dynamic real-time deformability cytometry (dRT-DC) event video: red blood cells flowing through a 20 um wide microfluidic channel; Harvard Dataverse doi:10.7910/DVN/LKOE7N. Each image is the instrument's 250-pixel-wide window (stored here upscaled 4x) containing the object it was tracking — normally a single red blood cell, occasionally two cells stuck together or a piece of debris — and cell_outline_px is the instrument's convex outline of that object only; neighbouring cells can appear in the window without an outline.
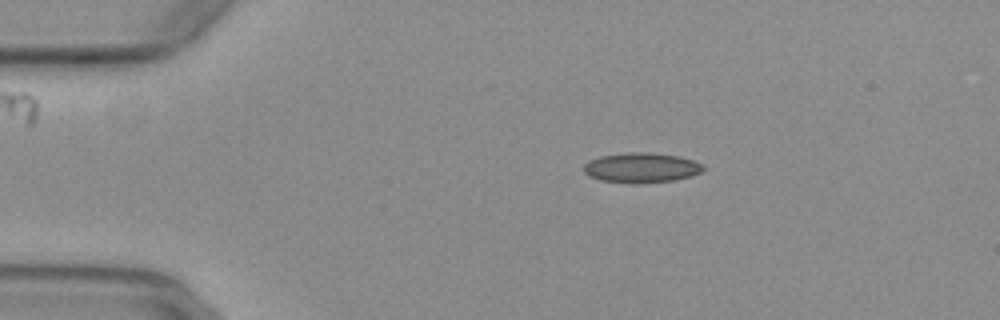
{"species": "common noctule bat (a hibernating species)", "species_latin": "Nyctalus noctula", "temperature_condition": "warm", "stored_images_in_passage": 43, "camera_frame_rate_fps": 3000, "um_per_image_px": 0.085, "animal": {"sex": "female", "body_mass_g": 29.2, "forearm_length_mm": 56.3}, "frame": {"image": 1, "passage_image": 1, "time_ms": 0.0, "image_size_px": [1000, 320], "cell_outline_px": [[704, 168], [700, 172], [692, 176], [672, 180], [600, 180], [588, 176], [584, 172], [584, 164], [588, 160], [600, 156], [624, 152], [652, 152], [680, 156], [704, 164]], "centroid_in_image_um": [54.52, 14.18], "position_along_channel_um": 30.5, "area_um2": 20.06}}
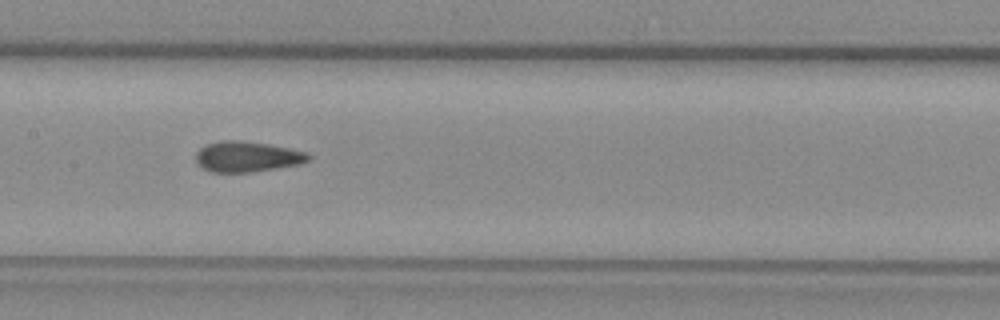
{"frame": {"image": 2, "passage_image": 17, "time_ms": 5.333, "image_size_px": [1000, 320], "cell_outline_px": [[312, 156], [308, 160], [300, 164], [252, 172], [212, 172], [196, 164], [196, 152], [200, 148], [208, 144], [224, 140], [240, 140], [268, 144], [308, 152]], "centroid_in_image_um": [21.01, 13.32], "position_along_channel_um": 186.4, "area_um2": 20.0}}
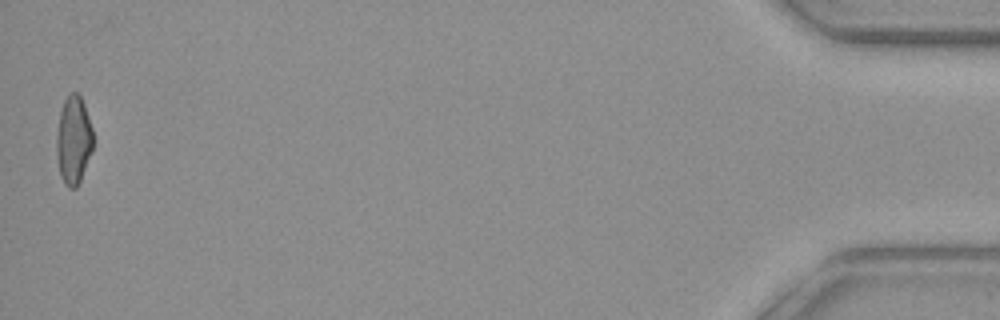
{"frame": {"image": 3, "passage_image": 43, "time_ms": 14.0, "image_size_px": [1000, 320], "cell_outline_px": [[92, 148], [80, 180], [76, 188], [68, 188], [64, 184], [60, 176], [56, 156], [56, 136], [60, 112], [64, 100], [68, 92], [76, 92], [80, 96], [84, 104], [92, 128]], "centroid_in_image_um": [6.22, 11.9], "position_along_channel_um": 429.0, "area_um2": 18.73}, "authors_computed_cell_mechanics": {"area_um2": 19.8254, "velocity_mm_per_s": 3.9449, "shape_relaxation_time_tau1_ms": null, "shape_relaxation_time_tau2_ms": 1.5547, "deformation_change_tau1": null, "deformation_change_tau2": 0.0859}}